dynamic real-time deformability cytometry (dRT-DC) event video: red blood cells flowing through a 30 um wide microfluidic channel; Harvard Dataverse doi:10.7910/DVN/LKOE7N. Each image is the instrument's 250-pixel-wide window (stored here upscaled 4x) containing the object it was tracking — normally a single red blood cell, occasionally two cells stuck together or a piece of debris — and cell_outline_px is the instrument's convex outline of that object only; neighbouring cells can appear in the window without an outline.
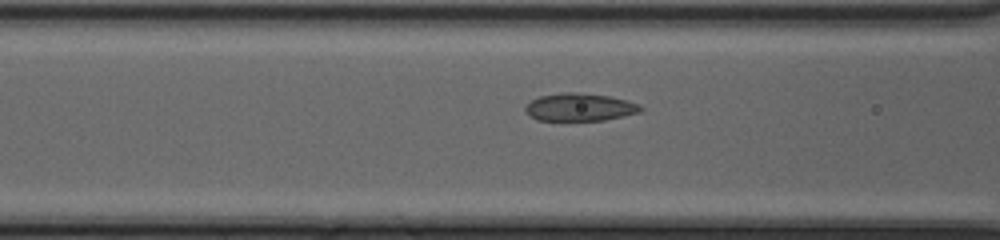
{"species": "common noctule bat (a hibernating species)", "species_latin": "Nyctalus noctula", "temperature_condition": "cold", "stored_images_in_passage": 39, "camera_frame_rate_fps": 3000, "um_per_image_px": 0.085, "animal": {"sex": "female", "body_mass_g": 20.0, "forearm_length_mm": 54.0}, "frame": {"image": 1, "passage_image": 15, "time_ms": 4.667, "image_size_px": [1000, 240], "cell_outline_px": [[644, 108], [640, 112], [624, 116], [604, 120], [536, 120], [524, 112], [524, 108], [532, 100], [540, 96], [564, 92], [576, 92], [608, 96], [640, 104]], "centroid_in_image_um": [49.27, 9.11], "position_along_channel_um": 117.3, "area_um2": 18.55}}
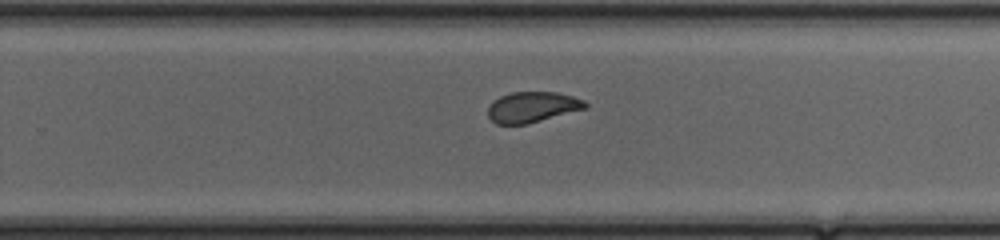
{"frame": {"image": 2, "passage_image": 27, "time_ms": 8.667, "image_size_px": [1000, 240], "cell_outline_px": [[588, 108], [528, 124], [496, 124], [488, 116], [488, 108], [492, 100], [500, 96], [512, 92], [556, 92], [572, 96], [584, 100], [588, 104]], "centroid_in_image_um": [45.26, 9.1], "position_along_channel_um": 284.5, "area_um2": 17.51}}
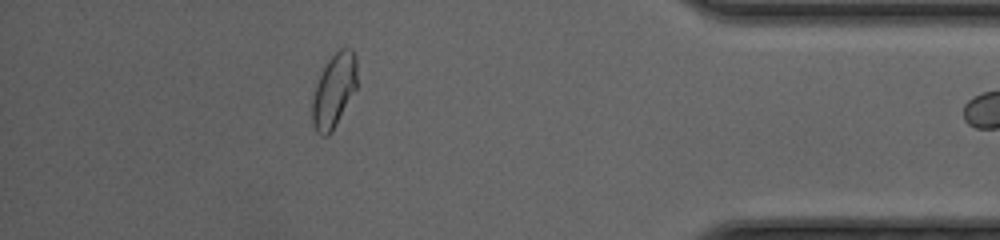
{"frame": {"image": 3, "passage_image": 38, "time_ms": 12.333, "image_size_px": [1000, 240], "cell_outline_px": [[356, 88], [332, 132], [328, 136], [320, 136], [316, 132], [312, 124], [312, 100], [316, 84], [324, 64], [340, 48], [352, 48], [356, 56]], "centroid_in_image_um": [28.37, 7.71], "position_along_channel_um": 406.8, "area_um2": 19.31}}